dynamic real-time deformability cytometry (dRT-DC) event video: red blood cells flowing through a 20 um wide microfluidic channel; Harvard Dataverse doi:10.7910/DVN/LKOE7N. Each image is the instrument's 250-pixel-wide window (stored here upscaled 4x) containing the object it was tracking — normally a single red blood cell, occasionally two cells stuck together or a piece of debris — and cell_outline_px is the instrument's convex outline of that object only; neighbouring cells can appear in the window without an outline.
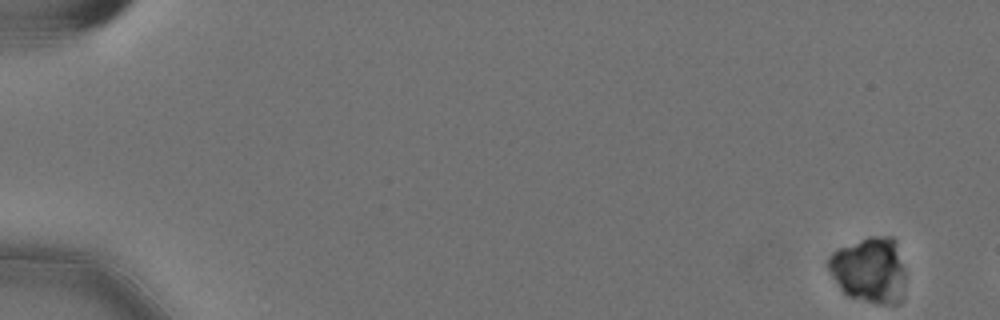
{"species": "Egyptian fruit bat (a non-hibernating species)", "species_latin": "Rousettus aegyptiacus", "temperature_condition": "cold", "stored_images_in_passage": 8, "camera_frame_rate_fps": 3000, "um_per_image_px": 0.085, "animal": {"sex": "female"}, "frame": {"image": 1, "passage_image": 1, "time_ms": 0.0, "image_size_px": [1000, 320], "cell_outline_px": [[904, 276], [900, 304], [880, 304], [848, 296], [840, 288], [828, 268], [828, 256], [832, 252], [840, 248], [868, 236], [892, 236], [896, 240], [904, 268]], "centroid_in_image_um": [73.92, 22.93], "position_along_channel_um": 11.1, "area_um2": 29.42}}